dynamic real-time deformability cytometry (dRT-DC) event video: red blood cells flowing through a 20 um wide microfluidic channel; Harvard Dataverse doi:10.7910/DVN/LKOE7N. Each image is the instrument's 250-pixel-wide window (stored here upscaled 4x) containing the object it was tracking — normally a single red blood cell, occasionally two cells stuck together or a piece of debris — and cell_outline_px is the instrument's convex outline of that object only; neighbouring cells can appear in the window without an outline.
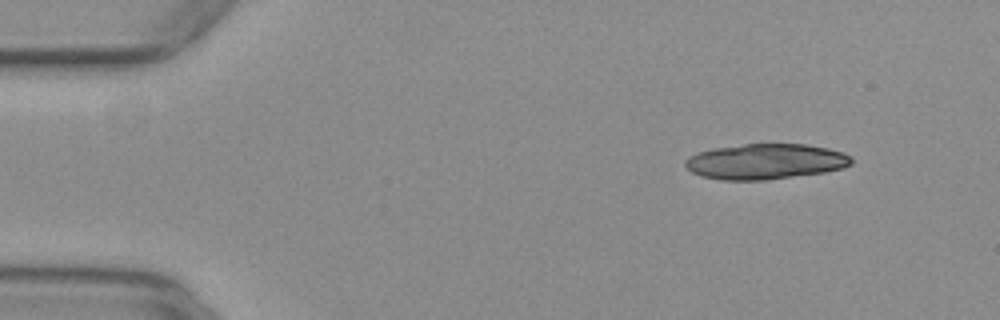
{"species": "common noctule bat (a hibernating species)", "species_latin": "Nyctalus noctula", "temperature_condition": "warm", "stored_images_in_passage": 13, "camera_frame_rate_fps": 3000, "um_per_image_px": 0.085, "animal": {"sex": "female", "body_mass_g": 29.2, "forearm_length_mm": 56.3}, "frame": {"image": 1, "passage_image": 1, "time_ms": 0.0, "image_size_px": [1000, 320], "cell_outline_px": [[852, 164], [844, 168], [824, 172], [764, 180], [720, 180], [700, 176], [692, 172], [684, 164], [684, 160], [688, 156], [700, 152], [716, 148], [744, 144], [804, 144], [828, 148], [844, 152], [852, 156]], "centroid_in_image_um": [65.08, 13.73], "position_along_channel_um": 19.9, "area_um2": 34.39}}